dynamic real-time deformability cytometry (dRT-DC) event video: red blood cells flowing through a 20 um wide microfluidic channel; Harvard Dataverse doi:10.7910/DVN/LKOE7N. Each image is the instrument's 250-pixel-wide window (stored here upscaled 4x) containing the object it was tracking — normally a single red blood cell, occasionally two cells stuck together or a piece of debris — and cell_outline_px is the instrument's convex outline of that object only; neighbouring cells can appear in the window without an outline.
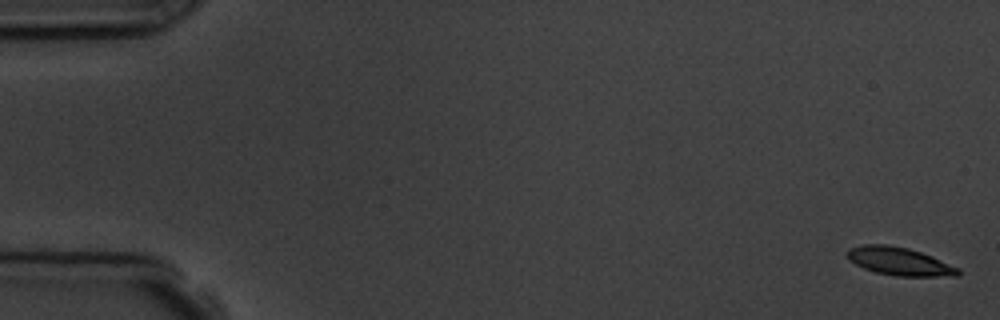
{"species": "common noctule bat (a hibernating species)", "species_latin": "Nyctalus noctula", "temperature_condition": "room temperature", "stored_images_in_passage": 5, "camera_frame_rate_fps": 3000, "um_per_image_px": 0.085, "animal": {"sex": "male", "body_mass_g": 19.5, "forearm_length_mm": 54.6}, "frame": {"image": 1, "passage_image": 1, "time_ms": 0.0, "image_size_px": [1000, 320], "cell_outline_px": [[960, 272], [956, 276], [896, 276], [876, 272], [864, 268], [856, 264], [844, 252], [848, 248], [860, 244], [888, 244], [908, 248], [932, 256], [960, 268]], "centroid_in_image_um": [76.44, 22.2], "position_along_channel_um": 8.6, "area_um2": 18.15}}
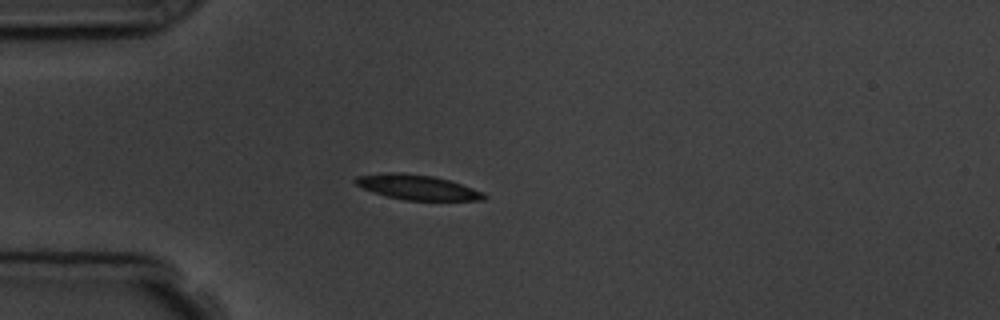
{"frame": {"image": 2, "passage_image": 5, "time_ms": 4.667, "image_size_px": [1000, 320], "cell_outline_px": [[488, 196], [484, 200], [404, 200], [388, 196], [364, 188], [356, 184], [352, 180], [356, 176], [380, 172], [404, 172], [432, 176], [448, 180], [484, 192]], "centroid_in_image_um": [35.45, 15.9], "position_along_channel_um": 49.5, "area_um2": 18.61}}